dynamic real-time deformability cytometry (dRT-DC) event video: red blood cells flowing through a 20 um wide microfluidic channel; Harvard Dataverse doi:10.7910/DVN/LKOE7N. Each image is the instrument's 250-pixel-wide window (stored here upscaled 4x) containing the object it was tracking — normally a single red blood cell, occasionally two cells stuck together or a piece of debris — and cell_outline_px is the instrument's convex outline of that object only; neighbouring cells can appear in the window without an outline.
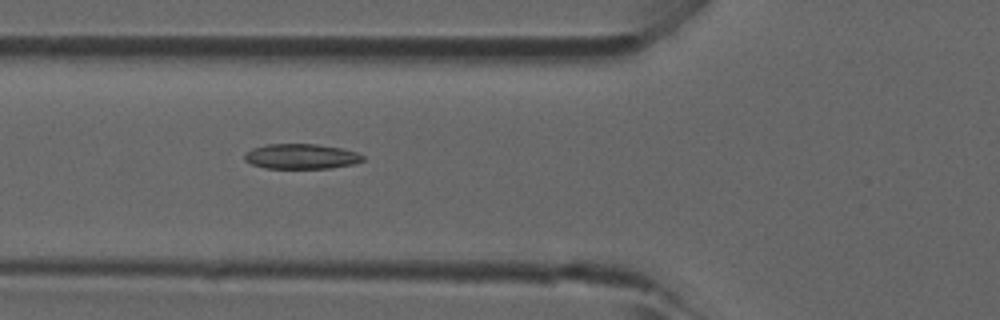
{"species": "common noctule bat (a hibernating species)", "species_latin": "Nyctalus noctula", "temperature_condition": "room temperature", "stored_images_in_passage": 33, "camera_frame_rate_fps": 3000, "um_per_image_px": 0.085, "animal": {"sex": "male", "forearm_length_mm": 52.5}, "frame": {"image": 1, "passage_image": 9, "time_ms": 2.667, "image_size_px": [1000, 320], "cell_outline_px": [[364, 160], [352, 164], [332, 168], [264, 168], [252, 164], [244, 160], [244, 152], [252, 148], [268, 144], [316, 144], [344, 148], [356, 152], [364, 156]], "centroid_in_image_um": [25.59, 13.29], "position_along_channel_um": 100.2, "area_um2": 17.4}}